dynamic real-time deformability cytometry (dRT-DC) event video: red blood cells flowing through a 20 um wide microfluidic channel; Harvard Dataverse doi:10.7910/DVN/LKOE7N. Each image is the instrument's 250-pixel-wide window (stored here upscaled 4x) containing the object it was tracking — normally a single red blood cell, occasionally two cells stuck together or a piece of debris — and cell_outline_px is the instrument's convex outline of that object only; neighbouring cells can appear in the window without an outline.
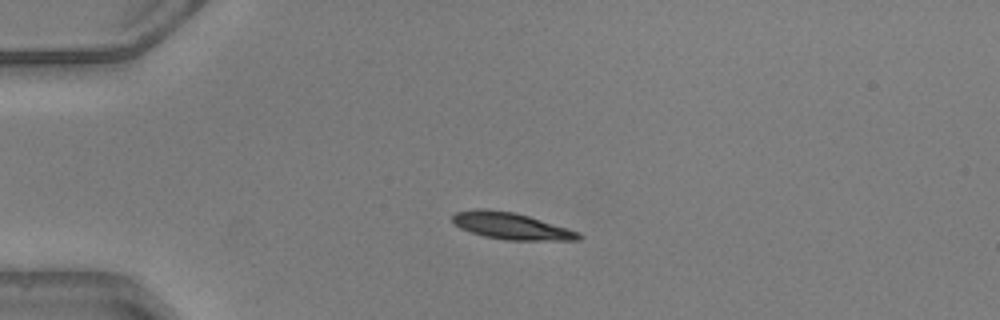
{"species": "common noctule bat (a hibernating species)", "species_latin": "Nyctalus noctula", "temperature_condition": "warm", "stored_images_in_passage": 38, "camera_frame_rate_fps": 3000, "um_per_image_px": 0.085, "animal": {"sex": "male", "body_mass_g": 20.5, "forearm_length_mm": 52.5}, "frame": {"image": 1, "passage_image": 1, "time_ms": 0.0, "image_size_px": [1000, 320], "cell_outline_px": [[584, 236], [580, 240], [508, 240], [484, 236], [460, 228], [452, 220], [452, 216], [456, 212], [476, 208], [484, 208], [512, 212], [528, 216], [568, 228], [580, 232]], "centroid_in_image_um": [43.48, 19.21], "position_along_channel_um": 41.5, "area_um2": 19.54}}
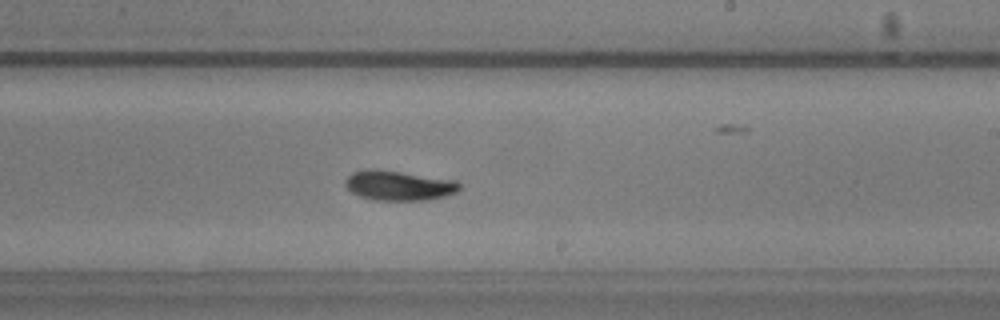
{"frame": {"image": 2, "passage_image": 19, "time_ms": 6.0, "image_size_px": [1000, 320], "cell_outline_px": [[460, 188], [456, 192], [444, 196], [428, 200], [372, 200], [360, 196], [352, 192], [344, 184], [348, 176], [352, 172], [368, 168], [376, 168], [456, 180], [460, 184]], "centroid_in_image_um": [33.88, 15.76], "position_along_channel_um": 255.1, "area_um2": 19.94}}
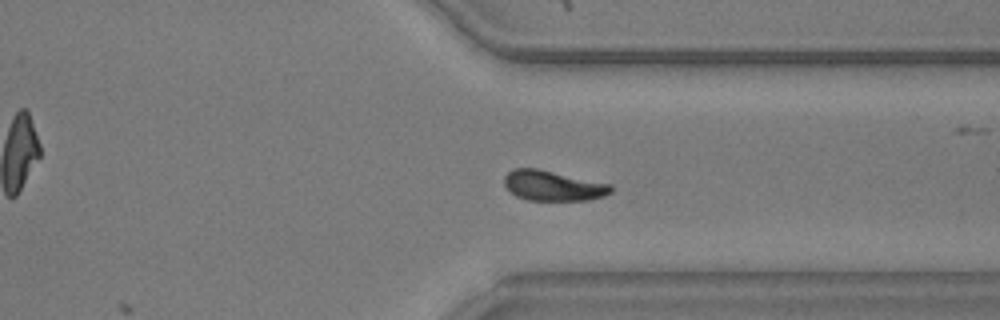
{"frame": {"image": 3, "passage_image": 27, "time_ms": 8.667, "image_size_px": [1000, 320], "cell_outline_px": [[612, 192], [604, 196], [588, 200], [528, 200], [516, 196], [504, 184], [504, 176], [512, 168], [536, 168], [612, 184]], "centroid_in_image_um": [47.01, 15.78], "position_along_channel_um": 364.4, "area_um2": 18.73}, "authors_computed_cell_mechanics": {"area_um2": 19.4497, "velocity_mm_per_s": 4.1022, "shape_relaxation_time_tau1_ms": 3.3515, "shape_relaxation_time_tau2_ms": 4.5504, "deformation_change_tau1": 0.1293, "deformation_change_tau2": 0.084}}